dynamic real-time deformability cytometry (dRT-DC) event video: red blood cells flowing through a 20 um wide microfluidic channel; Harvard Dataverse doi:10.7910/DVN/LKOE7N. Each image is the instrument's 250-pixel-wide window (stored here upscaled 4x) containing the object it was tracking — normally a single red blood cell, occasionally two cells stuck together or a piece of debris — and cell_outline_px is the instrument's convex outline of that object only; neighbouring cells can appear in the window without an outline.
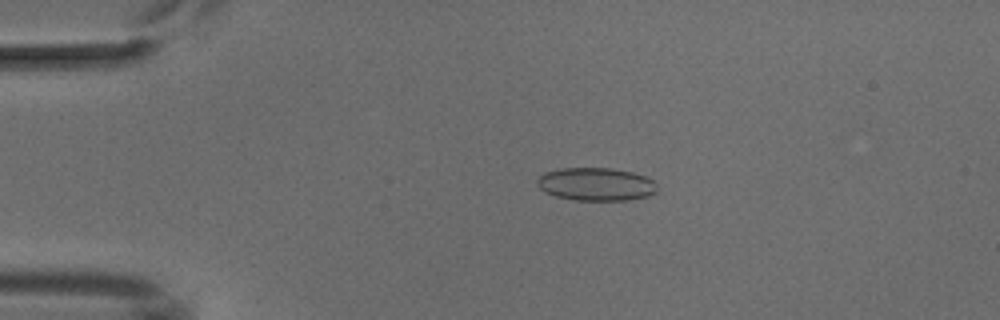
{"species": "common noctule bat (a hibernating species)", "species_latin": "Nyctalus noctula", "temperature_condition": "cold", "stored_images_in_passage": 3, "camera_frame_rate_fps": 3000, "um_per_image_px": 0.085, "animal": {"sex": "male", "body_mass_g": 18.8}, "frame": {"image": 1, "passage_image": 2, "time_ms": 2.333, "image_size_px": [1000, 320], "cell_outline_px": [[656, 192], [648, 196], [628, 200], [572, 200], [556, 196], [544, 192], [536, 184], [536, 180], [544, 172], [560, 168], [612, 168], [632, 172], [644, 176], [652, 180], [656, 184]], "centroid_in_image_um": [50.63, 15.65], "position_along_channel_um": 34.4, "area_um2": 23.18}}